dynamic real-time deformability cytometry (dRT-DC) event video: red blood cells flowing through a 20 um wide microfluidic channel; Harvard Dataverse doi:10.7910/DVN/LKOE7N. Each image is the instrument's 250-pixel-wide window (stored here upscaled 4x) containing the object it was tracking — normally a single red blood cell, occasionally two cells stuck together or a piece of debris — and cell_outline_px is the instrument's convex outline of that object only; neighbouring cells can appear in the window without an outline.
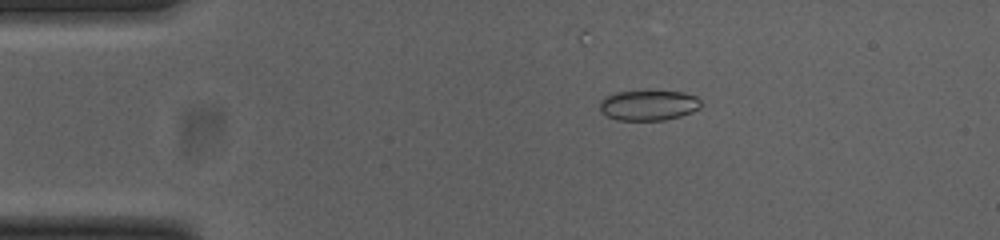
{"species": "common noctule bat (a hibernating species)", "species_latin": "Nyctalus noctula", "temperature_condition": "cold", "stored_images_in_passage": 36, "camera_frame_rate_fps": 3000, "um_per_image_px": 0.085, "animal": {"sex": "female", "body_mass_g": 23.0, "forearm_length_mm": 53.4}, "frame": {"image": 1, "passage_image": 10, "time_ms": 3.0, "image_size_px": [1000, 240], "cell_outline_px": [[700, 108], [692, 112], [680, 116], [664, 120], [620, 120], [608, 116], [600, 112], [600, 100], [604, 96], [616, 92], [684, 92], [696, 96], [700, 100]], "centroid_in_image_um": [55.11, 8.95], "position_along_channel_um": 29.9, "area_um2": 17.69}}
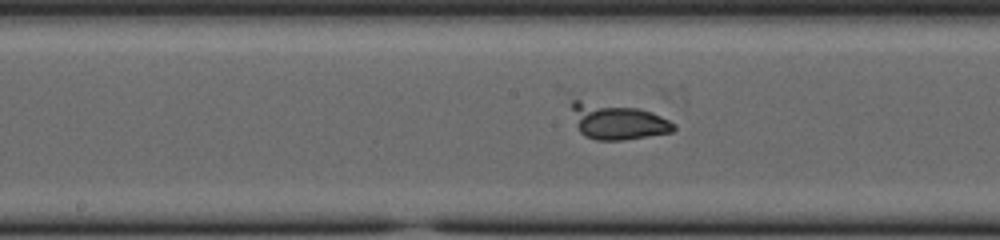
{"frame": {"image": 2, "passage_image": 27, "time_ms": 8.667, "image_size_px": [1000, 240], "cell_outline_px": [[676, 128], [672, 132], [624, 140], [596, 140], [584, 136], [580, 132], [556, 88], [556, 84], [640, 108], [652, 112], [676, 124]], "centroid_in_image_um": [51.96, 9.98], "position_along_channel_um": 196.2, "area_um2": 25.89}}
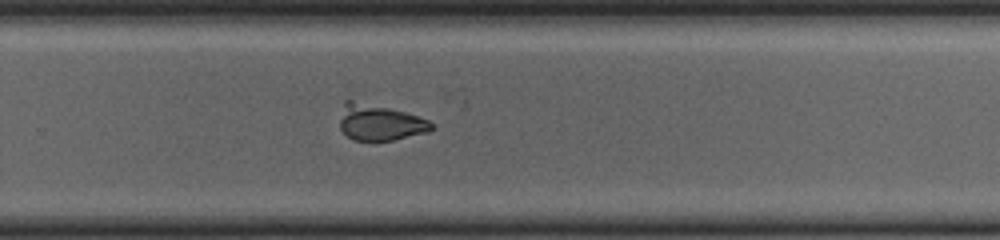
{"frame": {"image": 3, "passage_image": 35, "time_ms": 11.333, "image_size_px": [1000, 240], "cell_outline_px": [[432, 128], [428, 132], [392, 140], [352, 140], [340, 128], [340, 120], [344, 100], [352, 100], [388, 108], [404, 112], [428, 120], [432, 124]], "centroid_in_image_um": [32.25, 10.41], "position_along_channel_um": 297.6, "area_um2": 18.84}}